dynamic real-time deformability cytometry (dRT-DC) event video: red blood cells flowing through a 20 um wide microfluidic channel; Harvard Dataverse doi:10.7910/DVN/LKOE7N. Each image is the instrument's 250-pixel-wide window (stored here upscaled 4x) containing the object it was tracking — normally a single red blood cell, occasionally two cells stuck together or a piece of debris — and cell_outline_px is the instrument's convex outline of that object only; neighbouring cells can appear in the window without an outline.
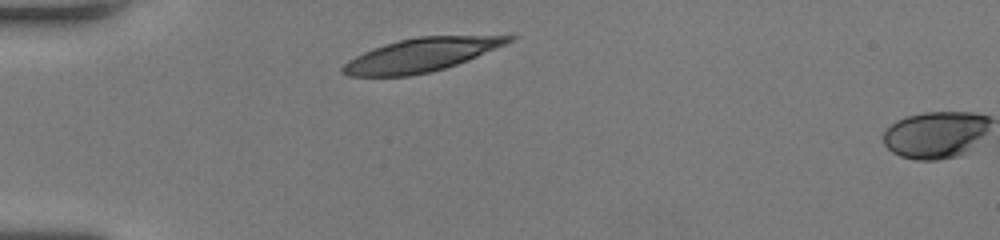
{"species": "human", "species_latin": "Homo sapiens", "temperature_condition": "room temperature", "stored_images_in_passage": 3, "camera_frame_rate_fps": 3000, "um_per_image_px": 0.085, "donor": {"sex": "female"}, "frame": {"image": 1, "passage_image": 1, "time_ms": 0.0, "image_size_px": [1000, 240], "cell_outline_px": [[516, 36], [512, 40], [504, 44], [476, 56], [456, 64], [444, 68], [428, 72], [408, 76], [348, 76], [340, 72], [340, 68], [348, 60], [372, 48], [384, 44], [400, 40], [420, 36]], "centroid_in_image_um": [35.68, 4.68], "position_along_channel_um": 49.3, "area_um2": 31.67}}